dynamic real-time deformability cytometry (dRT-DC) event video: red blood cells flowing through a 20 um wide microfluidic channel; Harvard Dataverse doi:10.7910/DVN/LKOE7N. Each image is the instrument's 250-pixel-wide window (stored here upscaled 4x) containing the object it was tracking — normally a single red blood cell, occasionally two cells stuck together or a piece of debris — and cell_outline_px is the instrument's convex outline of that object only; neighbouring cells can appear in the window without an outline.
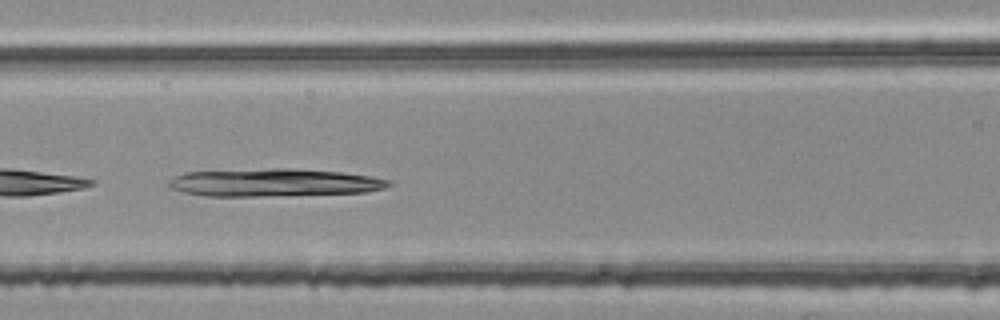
{"species": "common noctule bat (a hibernating species)", "species_latin": "Nyctalus noctula", "temperature_condition": "room temperature", "stored_images_in_passage": 51, "camera_frame_rate_fps": 3000, "um_per_image_px": 0.085, "animal": {"sex": "female", "body_mass_g": 25.1}, "frame": {"image": 1, "passage_image": 23, "time_ms": 7.333, "image_size_px": [1000, 320], "cell_outline_px": [[392, 184], [384, 188], [368, 192], [264, 196], [204, 196], [184, 192], [172, 188], [168, 184], [168, 180], [184, 172], [268, 168], [292, 168], [340, 172], [368, 176], [392, 180]], "centroid_in_image_um": [23.29, 15.51], "position_along_channel_um": 143.3, "area_um2": 35.66}}
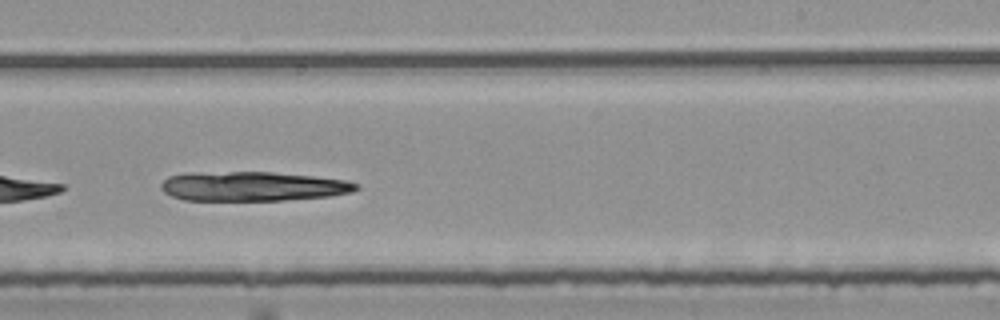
{"frame": {"image": 2, "passage_image": 33, "time_ms": 10.667, "image_size_px": [1000, 320], "cell_outline_px": [[360, 188], [352, 192], [328, 196], [284, 200], [184, 200], [172, 196], [164, 192], [160, 188], [160, 184], [168, 176], [188, 172], [272, 172], [312, 176], [344, 180], [360, 184]], "centroid_in_image_um": [21.45, 15.83], "position_along_channel_um": 267.5, "area_um2": 33.52}}
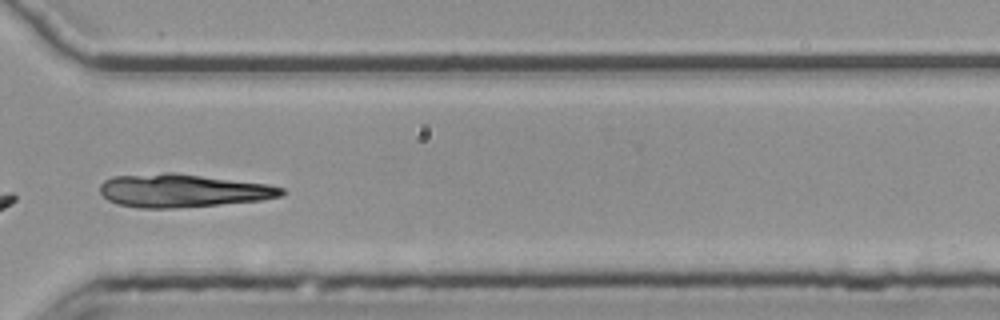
{"frame": {"image": 3, "passage_image": 40, "time_ms": 13.0, "image_size_px": [1000, 320], "cell_outline_px": [[284, 192], [280, 196], [260, 200], [220, 204], [176, 208], [140, 208], [116, 204], [108, 200], [100, 192], [100, 184], [104, 180], [112, 176], [168, 172], [172, 172], [268, 184], [284, 188]], "centroid_in_image_um": [15.48, 16.2], "position_along_channel_um": 355.1, "area_um2": 35.03}}